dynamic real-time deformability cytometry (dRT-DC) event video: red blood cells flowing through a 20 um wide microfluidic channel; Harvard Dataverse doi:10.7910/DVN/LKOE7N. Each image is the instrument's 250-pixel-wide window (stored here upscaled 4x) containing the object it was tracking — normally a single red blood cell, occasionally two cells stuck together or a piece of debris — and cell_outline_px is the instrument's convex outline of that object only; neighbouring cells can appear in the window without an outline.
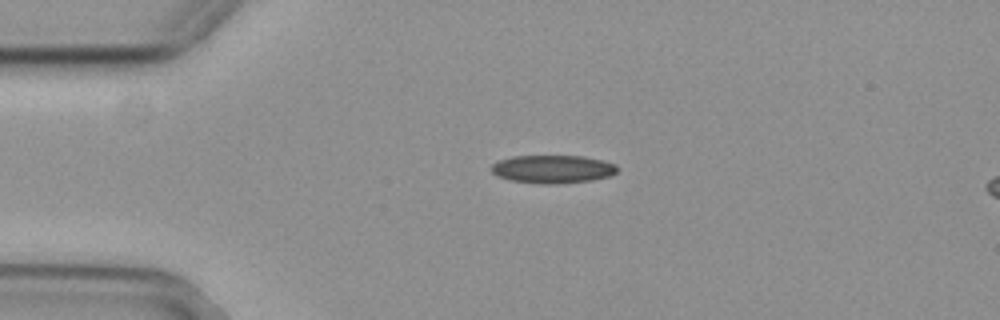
{"species": "common noctule bat (a hibernating species)", "species_latin": "Nyctalus noctula", "temperature_condition": "cold", "stored_images_in_passage": 44, "camera_frame_rate_fps": 3000, "um_per_image_px": 0.085, "animal": {"sex": "female", "body_mass_g": 29.2, "forearm_length_mm": 56.3}, "frame": {"image": 1, "passage_image": 1, "time_ms": 0.0, "image_size_px": [1000, 320], "cell_outline_px": [[616, 172], [608, 176], [592, 180], [548, 184], [540, 184], [512, 180], [496, 176], [488, 168], [492, 164], [500, 160], [512, 156], [584, 156], [604, 160], [616, 164]], "centroid_in_image_um": [46.94, 14.36], "position_along_channel_um": 38.1, "area_um2": 20.58}}
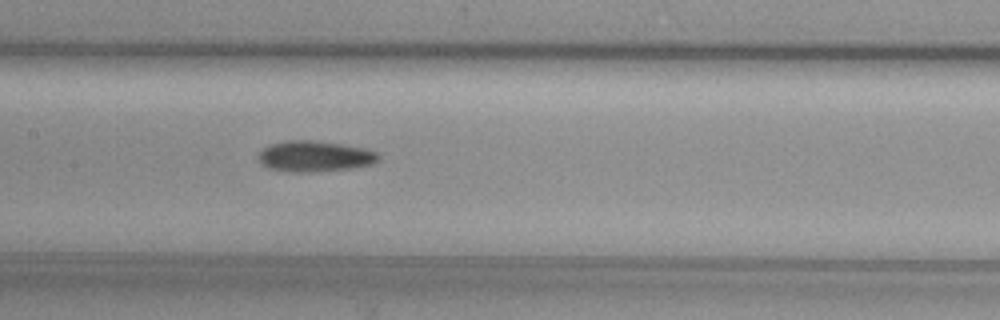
{"frame": {"image": 2, "passage_image": 15, "time_ms": 4.667, "image_size_px": [1000, 320], "cell_outline_px": [[380, 160], [372, 164], [352, 168], [308, 172], [296, 172], [272, 168], [260, 164], [260, 152], [268, 144], [288, 140], [312, 140], [340, 144], [364, 148], [376, 152], [380, 156]], "centroid_in_image_um": [26.78, 13.27], "position_along_channel_um": 180.6, "area_um2": 21.33}}
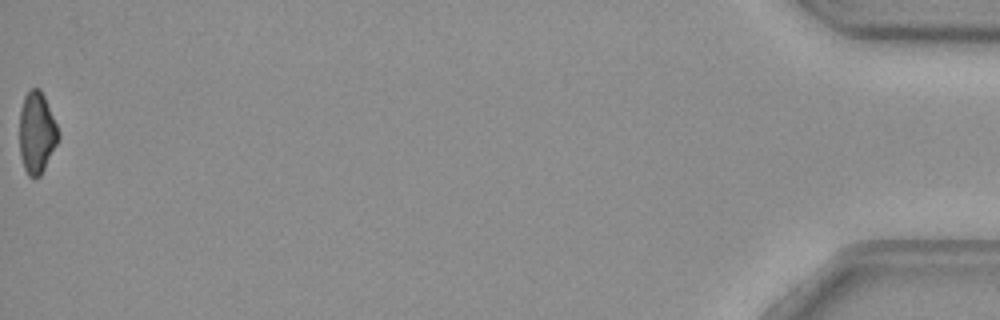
{"frame": {"image": 3, "passage_image": 44, "time_ms": 14.333, "image_size_px": [1000, 320], "cell_outline_px": [[60, 136], [40, 176], [28, 176], [24, 168], [20, 156], [20, 108], [24, 96], [32, 88], [40, 88], [44, 96], [56, 124]], "centroid_in_image_um": [3.11, 11.26], "position_along_channel_um": 432.1, "area_um2": 18.15}, "authors_computed_cell_mechanics": {"area_um2": 20.4034, "velocity_mm_per_s": 3.7189, "shape_relaxation_time_tau1_ms": 4.6204, "shape_relaxation_time_tau2_ms": null, "deformation_change_tau1": 0.1287, "deformation_change_tau2": null}}